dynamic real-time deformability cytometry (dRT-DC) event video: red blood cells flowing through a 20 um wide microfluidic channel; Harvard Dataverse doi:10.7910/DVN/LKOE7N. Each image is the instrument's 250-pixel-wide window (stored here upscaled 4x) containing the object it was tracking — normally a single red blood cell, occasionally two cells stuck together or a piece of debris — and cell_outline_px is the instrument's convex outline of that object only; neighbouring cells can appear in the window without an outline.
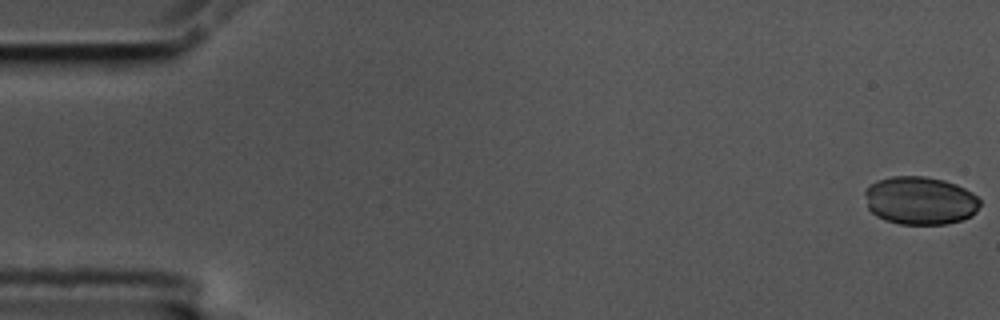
{"species": "common noctule bat (a hibernating species)", "species_latin": "Nyctalus noctula", "temperature_condition": "cold", "stored_images_in_passage": 57, "camera_frame_rate_fps": 3000, "um_per_image_px": 0.085, "animal": {"sex": "male", "body_mass_g": 17.5, "forearm_length_mm": 52.3}, "frame": {"image": 1, "passage_image": 1, "time_ms": 0.0, "image_size_px": [1000, 320], "cell_outline_px": [[980, 204], [976, 212], [972, 216], [960, 220], [944, 224], [900, 224], [884, 220], [876, 216], [868, 208], [864, 192], [864, 188], [876, 180], [892, 176], [924, 176], [944, 180], [956, 184], [972, 192], [980, 200]], "centroid_in_image_um": [78.18, 17.04], "position_along_channel_um": 6.8, "area_um2": 32.48}}
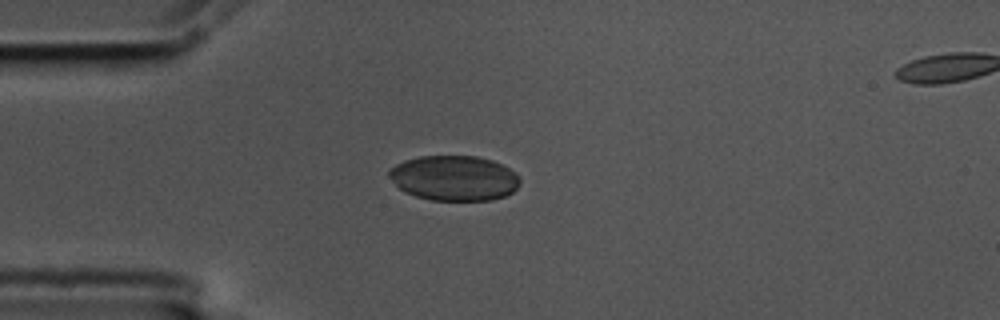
{"frame": {"image": 2, "passage_image": 15, "time_ms": 4.667, "image_size_px": [1000, 320], "cell_outline_px": [[520, 184], [512, 192], [504, 196], [492, 200], [432, 200], [416, 196], [404, 192], [388, 176], [388, 168], [404, 160], [420, 156], [476, 156], [492, 160], [508, 168], [520, 180]], "centroid_in_image_um": [38.56, 15.13], "position_along_channel_um": 46.4, "area_um2": 34.28}}
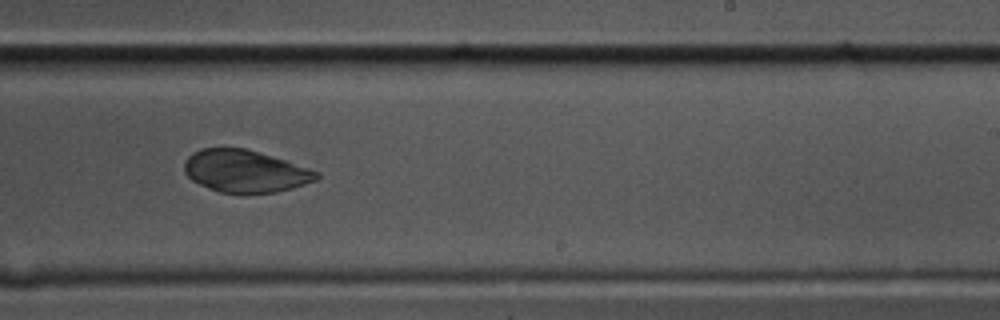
{"frame": {"image": 3, "passage_image": 35, "time_ms": 11.333, "image_size_px": [1000, 320], "cell_outline_px": [[320, 176], [316, 180], [292, 188], [276, 192], [244, 196], [220, 192], [208, 188], [192, 180], [184, 172], [184, 164], [188, 156], [192, 152], [200, 148], [244, 148], [284, 160], [320, 172]], "centroid_in_image_um": [20.82, 14.59], "position_along_channel_um": 268.2, "area_um2": 32.95}}